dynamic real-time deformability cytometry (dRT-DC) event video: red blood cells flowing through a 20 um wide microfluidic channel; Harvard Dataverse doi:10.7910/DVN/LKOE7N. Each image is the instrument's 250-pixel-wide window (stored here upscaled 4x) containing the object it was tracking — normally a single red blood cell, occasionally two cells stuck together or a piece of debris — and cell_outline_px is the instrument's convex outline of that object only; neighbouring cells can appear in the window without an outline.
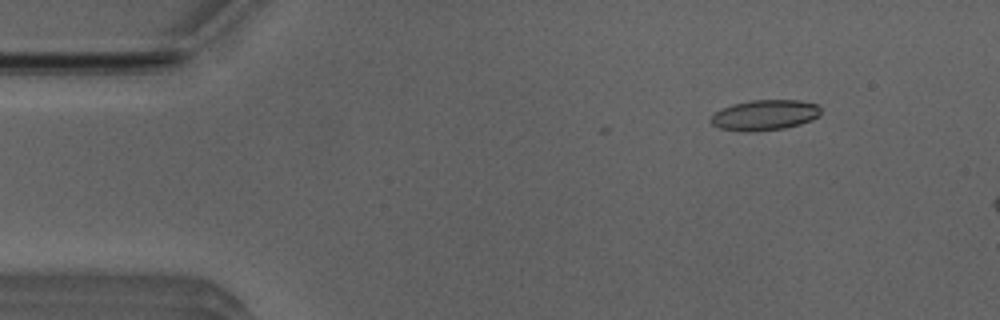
{"species": "Egyptian fruit bat (a non-hibernating species)", "species_latin": "Rousettus aegyptiacus", "temperature_condition": "room temperature", "stored_images_in_passage": 11, "camera_frame_rate_fps": 3000, "um_per_image_px": 0.085, "animal": {"sex": "male"}, "frame": {"image": 1, "passage_image": 6, "time_ms": 1.667, "image_size_px": [1000, 320], "cell_outline_px": [[820, 116], [812, 120], [800, 124], [784, 128], [756, 132], [748, 132], [720, 128], [712, 124], [708, 120], [720, 108], [732, 104], [752, 100], [800, 100], [820, 104]], "centroid_in_image_um": [65.02, 9.78], "position_along_channel_um": 20.0, "area_um2": 19.77}}